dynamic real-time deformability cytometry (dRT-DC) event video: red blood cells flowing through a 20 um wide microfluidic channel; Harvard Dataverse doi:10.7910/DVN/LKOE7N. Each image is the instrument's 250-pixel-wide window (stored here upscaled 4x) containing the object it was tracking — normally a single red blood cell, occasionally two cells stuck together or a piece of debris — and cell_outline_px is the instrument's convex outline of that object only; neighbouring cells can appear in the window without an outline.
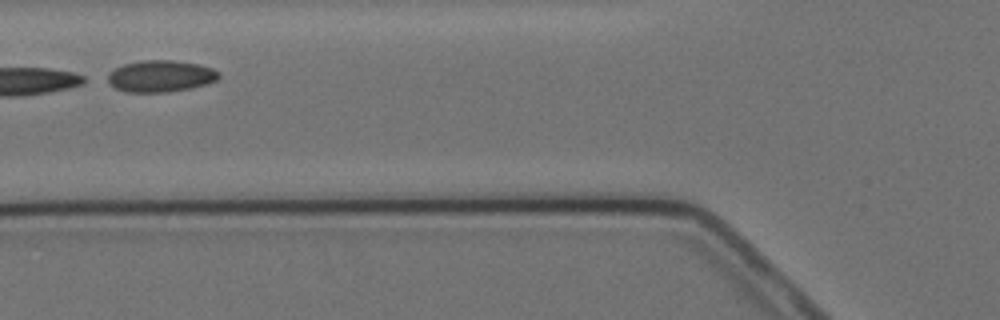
{"species": "Egyptian fruit bat (a non-hibernating species)", "species_latin": "Rousettus aegyptiacus", "temperature_condition": "cold", "stored_images_in_passage": 13, "camera_frame_rate_fps": 3000, "um_per_image_px": 0.085, "animal": {"sex": "female"}, "frame": {"image": 1, "passage_image": 4, "time_ms": 4.333, "image_size_px": [1000, 320], "cell_outline_px": [[220, 76], [216, 80], [208, 84], [168, 92], [124, 92], [100, 80], [108, 72], [124, 64], [140, 60], [172, 60], [196, 64], [212, 68], [220, 72]], "centroid_in_image_um": [13.55, 6.48], "position_along_channel_um": 112.2, "area_um2": 20.87}}
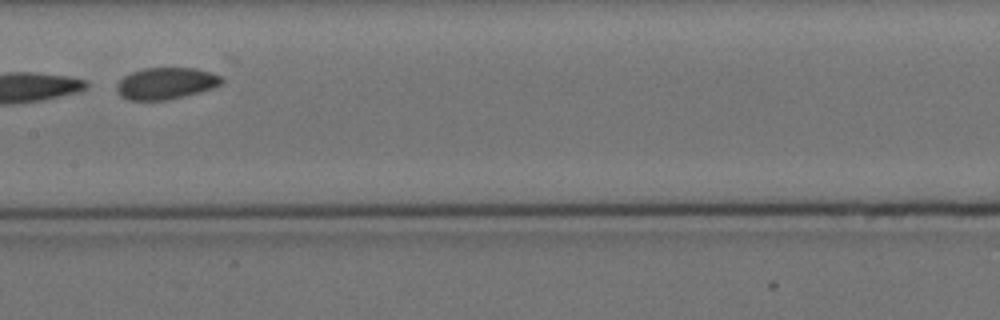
{"frame": {"image": 2, "passage_image": 6, "time_ms": 6.667, "image_size_px": [1000, 320], "cell_outline_px": [[224, 80], [220, 84], [212, 88], [164, 100], [128, 100], [120, 96], [116, 92], [116, 84], [124, 76], [132, 72], [144, 68], [196, 68], [212, 72], [220, 76]], "centroid_in_image_um": [14.06, 7.07], "position_along_channel_um": 193.3, "area_um2": 19.19}, "authors_computed_cell_mechanics": {"area_um2": 19.4208, "velocity_mm_per_s": 3.4672, "shape_relaxation_time_tau1_ms": 0.6362, "shape_relaxation_time_tau2_ms": 5.2945, "deformation_change_tau1": 0.2257, "deformation_change_tau2": 0.1076}}